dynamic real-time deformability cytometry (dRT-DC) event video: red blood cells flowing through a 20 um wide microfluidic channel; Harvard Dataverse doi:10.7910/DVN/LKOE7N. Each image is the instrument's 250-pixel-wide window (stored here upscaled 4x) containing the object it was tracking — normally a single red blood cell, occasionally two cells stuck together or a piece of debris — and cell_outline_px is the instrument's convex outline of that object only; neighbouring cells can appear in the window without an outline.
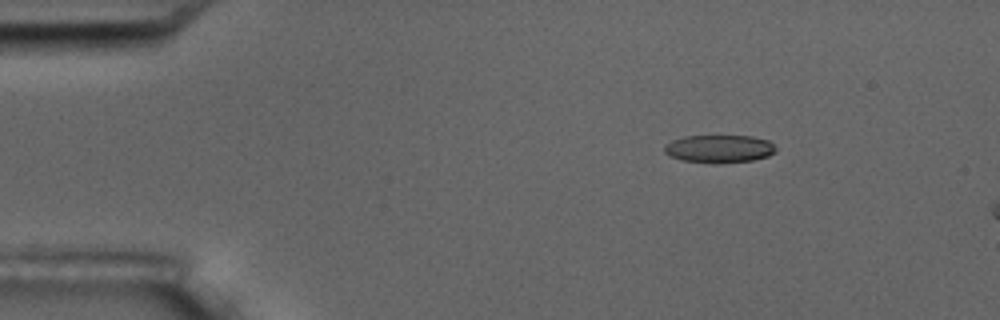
{"species": "common noctule bat (a hibernating species)", "species_latin": "Nyctalus noctula", "temperature_condition": "room temperature", "stored_images_in_passage": 4, "camera_frame_rate_fps": 3000, "um_per_image_px": 0.085, "animal": {"sex": "male", "body_mass_g": 17.5, "forearm_length_mm": 52.3}, "frame": {"image": 1, "passage_image": 2, "time_ms": 2.0, "image_size_px": [1000, 320], "cell_outline_px": [[776, 152], [768, 156], [752, 160], [720, 164], [712, 164], [684, 160], [668, 156], [664, 152], [664, 144], [672, 140], [684, 136], [752, 136], [768, 140], [776, 148]], "centroid_in_image_um": [61.11, 12.66], "position_along_channel_um": 23.9, "area_um2": 18.32}}